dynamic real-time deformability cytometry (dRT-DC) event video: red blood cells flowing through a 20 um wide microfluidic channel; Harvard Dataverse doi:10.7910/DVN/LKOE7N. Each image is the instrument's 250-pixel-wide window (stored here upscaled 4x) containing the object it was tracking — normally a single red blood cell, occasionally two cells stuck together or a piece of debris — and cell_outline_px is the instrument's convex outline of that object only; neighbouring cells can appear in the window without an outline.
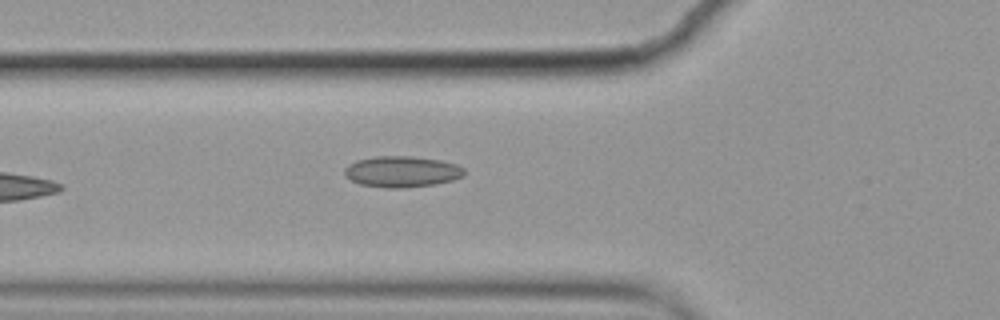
{"species": "common noctule bat (a hibernating species)", "species_latin": "Nyctalus noctula", "temperature_condition": "cold", "stored_images_in_passage": 6, "camera_frame_rate_fps": 3000, "um_per_image_px": 0.085, "animal": {"sex": "female", "body_mass_g": 19.9}, "frame": {"image": 1, "passage_image": 6, "time_ms": 1.667, "image_size_px": [1000, 320], "cell_outline_px": [[464, 176], [452, 180], [436, 184], [400, 188], [388, 188], [360, 184], [352, 180], [344, 172], [344, 168], [348, 164], [356, 160], [376, 156], [412, 156], [440, 160], [456, 164], [464, 168]], "centroid_in_image_um": [34.17, 14.58], "position_along_channel_um": 91.6, "area_um2": 21.62}}